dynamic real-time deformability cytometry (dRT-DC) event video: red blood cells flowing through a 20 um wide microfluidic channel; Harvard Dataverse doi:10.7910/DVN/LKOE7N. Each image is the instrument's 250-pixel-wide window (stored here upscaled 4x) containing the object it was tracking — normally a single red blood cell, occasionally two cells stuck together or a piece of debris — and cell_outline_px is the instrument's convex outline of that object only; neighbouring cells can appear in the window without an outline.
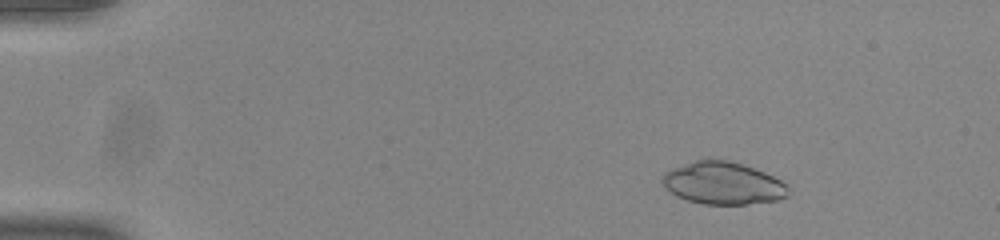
{"species": "common noctule bat (a hibernating species)", "species_latin": "Nyctalus noctula", "temperature_condition": "room temperature", "stored_images_in_passage": 48, "camera_frame_rate_fps": 3000, "um_per_image_px": 0.085, "animal": {"sex": "male", "body_mass_g": 20.0, "forearm_length_mm": 53.3}, "frame": {"image": 1, "passage_image": 3, "time_ms": 0.667, "image_size_px": [1000, 240], "cell_outline_px": [[788, 196], [776, 200], [748, 204], [704, 204], [688, 200], [676, 196], [664, 184], [664, 172], [672, 168], [708, 156], [712, 156], [744, 164], [764, 172], [780, 180], [788, 188]], "centroid_in_image_um": [61.46, 15.54], "position_along_channel_um": 23.5, "area_um2": 31.15}}